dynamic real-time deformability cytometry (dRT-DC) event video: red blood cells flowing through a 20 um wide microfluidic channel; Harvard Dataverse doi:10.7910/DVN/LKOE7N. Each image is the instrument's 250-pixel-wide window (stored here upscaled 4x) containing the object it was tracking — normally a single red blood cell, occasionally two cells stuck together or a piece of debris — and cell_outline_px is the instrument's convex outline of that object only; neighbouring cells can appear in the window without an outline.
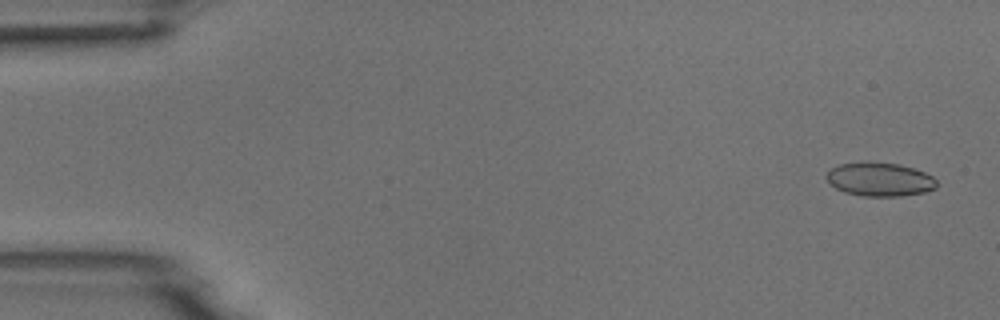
{"species": "common noctule bat (a hibernating species)", "species_latin": "Nyctalus noctula", "temperature_condition": "room temperature", "stored_images_in_passage": 5, "camera_frame_rate_fps": 3000, "um_per_image_px": 0.085, "animal": {"sex": "male", "body_mass_g": 18.8}, "frame": {"image": 1, "passage_image": 1, "time_ms": 0.0, "image_size_px": [1000, 320], "cell_outline_px": [[936, 188], [924, 192], [900, 196], [860, 196], [844, 192], [836, 188], [824, 176], [832, 168], [840, 164], [868, 160], [900, 164], [924, 172], [932, 176], [936, 180]], "centroid_in_image_um": [74.76, 15.23], "position_along_channel_um": 10.2, "area_um2": 21.85}}
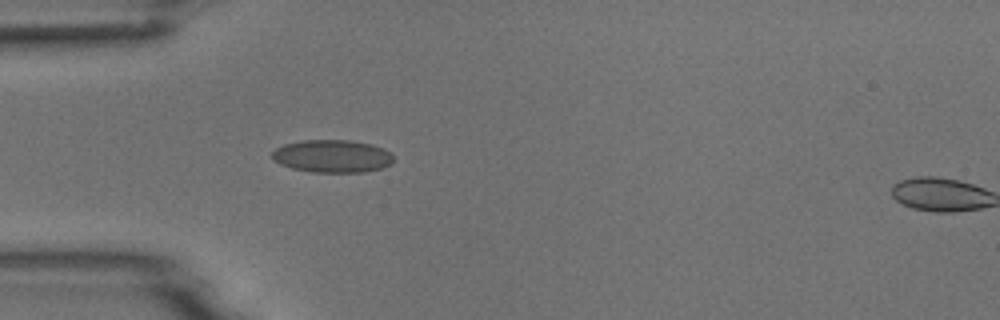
{"frame": {"image": 2, "passage_image": 4, "time_ms": 1.0, "image_size_px": [1000, 320], "cell_outline_px": [[392, 164], [380, 168], [364, 172], [312, 172], [292, 168], [280, 164], [272, 160], [272, 152], [276, 148], [284, 144], [304, 140], [352, 140], [372, 144], [384, 148], [392, 156]], "centroid_in_image_um": [28.23, 13.27], "position_along_channel_um": 56.8, "area_um2": 23.18}}